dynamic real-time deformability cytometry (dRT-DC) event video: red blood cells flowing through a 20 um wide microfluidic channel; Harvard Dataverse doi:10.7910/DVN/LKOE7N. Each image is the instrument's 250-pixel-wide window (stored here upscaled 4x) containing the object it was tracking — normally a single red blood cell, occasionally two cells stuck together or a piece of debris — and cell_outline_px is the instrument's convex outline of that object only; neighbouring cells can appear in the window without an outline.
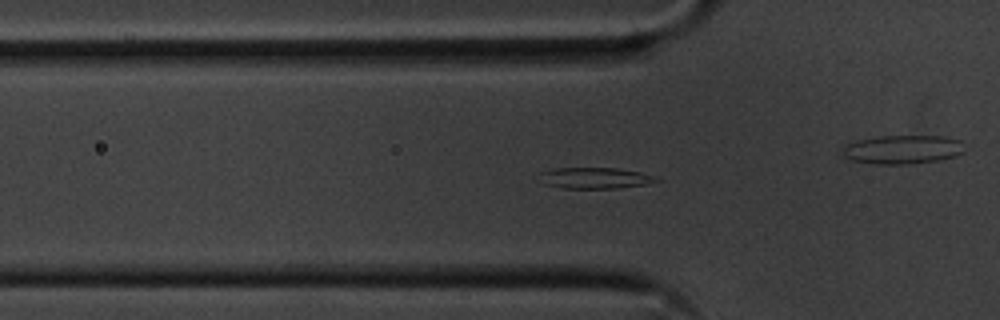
{"species": "common noctule bat (a hibernating species)", "species_latin": "Nyctalus noctula", "temperature_condition": "cold", "stored_images_in_passage": 55, "camera_frame_rate_fps": 3000, "um_per_image_px": 0.085, "animal": {"sex": "male", "body_mass_g": 20.1, "forearm_length_mm": 53.5}, "frame": {"image": 1, "passage_image": 17, "time_ms": 5.333, "image_size_px": [1000, 320], "cell_outline_px": [[660, 180], [648, 184], [616, 188], [560, 188], [544, 184], [532, 180], [540, 172], [552, 168], [620, 168], [640, 172], [656, 176]], "centroid_in_image_um": [50.45, 15.13], "position_along_channel_um": 75.3, "area_um2": 14.85}}
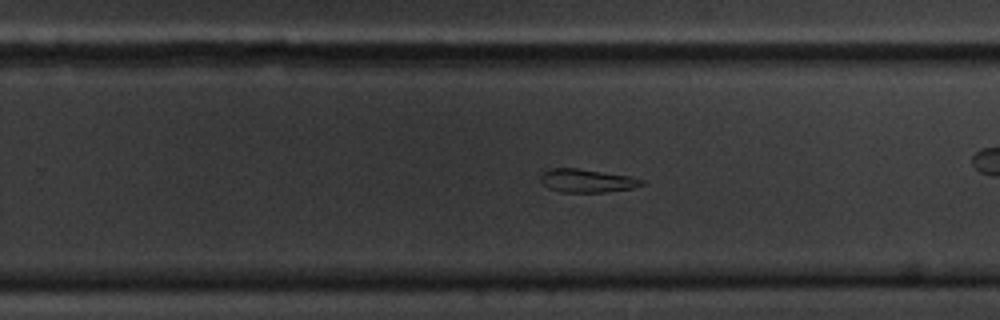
{"frame": {"image": 2, "passage_image": 34, "time_ms": 11.0, "image_size_px": [1000, 320], "cell_outline_px": [[644, 184], [632, 188], [604, 192], [560, 192], [548, 188], [540, 180], [540, 176], [544, 172], [552, 168], [576, 168], [632, 176], [644, 180]], "centroid_in_image_um": [49.9, 15.36], "position_along_channel_um": 279.9, "area_um2": 13.7}}
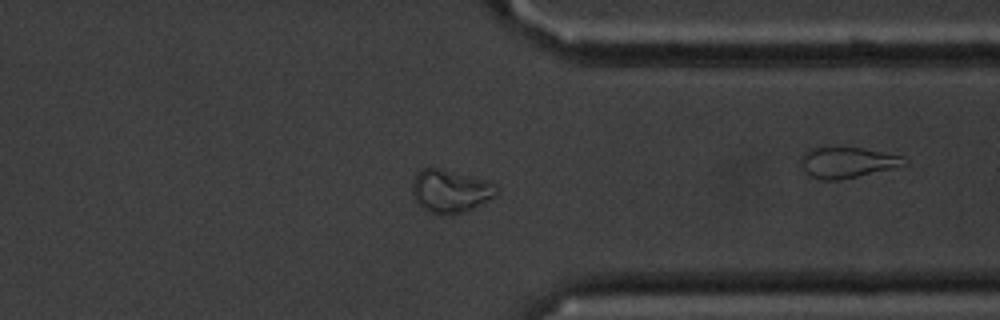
{"frame": {"image": 3, "passage_image": 42, "time_ms": 13.667, "image_size_px": [1000, 320], "cell_outline_px": [[496, 192], [492, 196], [472, 208], [464, 212], [428, 212], [420, 208], [416, 204], [412, 192], [412, 180], [416, 172], [420, 168], [432, 164], [488, 180], [496, 188]], "centroid_in_image_um": [38.16, 16.14], "position_along_channel_um": 373.2, "area_um2": 21.27}}